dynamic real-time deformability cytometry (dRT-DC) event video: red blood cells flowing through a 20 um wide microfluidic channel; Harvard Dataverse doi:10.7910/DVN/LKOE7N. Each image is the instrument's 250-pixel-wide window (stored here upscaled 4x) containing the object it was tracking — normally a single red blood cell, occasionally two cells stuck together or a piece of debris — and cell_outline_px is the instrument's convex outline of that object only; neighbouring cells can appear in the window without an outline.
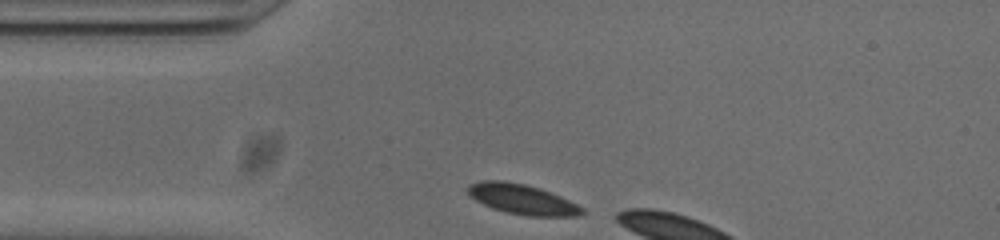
{"species": "common noctule bat (a hibernating species)", "species_latin": "Nyctalus noctula", "temperature_condition": "cold", "stored_images_in_passage": 4, "camera_frame_rate_fps": 3000, "um_per_image_px": 0.085, "animal": {"sex": "male", "body_mass_g": 20.0, "forearm_length_mm": 53.3}, "frame": {"image": 1, "passage_image": 1, "time_ms": 0.0, "image_size_px": [1000, 240], "cell_outline_px": [[584, 212], [580, 216], [528, 216], [508, 212], [492, 208], [468, 196], [468, 184], [480, 180], [504, 180], [524, 184], [540, 188], [560, 196], [584, 208]], "centroid_in_image_um": [44.36, 16.92], "position_along_channel_um": 40.6, "area_um2": 20.0}}